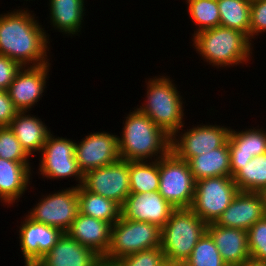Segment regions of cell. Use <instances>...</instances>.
<instances>
[{
  "label": "cell",
  "mask_w": 266,
  "mask_h": 266,
  "mask_svg": "<svg viewBox=\"0 0 266 266\" xmlns=\"http://www.w3.org/2000/svg\"><path fill=\"white\" fill-rule=\"evenodd\" d=\"M30 12L33 11L20 8L0 14V54L22 67L51 64L47 58L50 35Z\"/></svg>",
  "instance_id": "cell-1"
},
{
  "label": "cell",
  "mask_w": 266,
  "mask_h": 266,
  "mask_svg": "<svg viewBox=\"0 0 266 266\" xmlns=\"http://www.w3.org/2000/svg\"><path fill=\"white\" fill-rule=\"evenodd\" d=\"M125 118L122 135L118 136L120 159L156 161L171 151V137L147 115L135 108Z\"/></svg>",
  "instance_id": "cell-2"
},
{
  "label": "cell",
  "mask_w": 266,
  "mask_h": 266,
  "mask_svg": "<svg viewBox=\"0 0 266 266\" xmlns=\"http://www.w3.org/2000/svg\"><path fill=\"white\" fill-rule=\"evenodd\" d=\"M193 48L212 67L246 64L253 55L249 37L239 30L217 26L195 34Z\"/></svg>",
  "instance_id": "cell-3"
},
{
  "label": "cell",
  "mask_w": 266,
  "mask_h": 266,
  "mask_svg": "<svg viewBox=\"0 0 266 266\" xmlns=\"http://www.w3.org/2000/svg\"><path fill=\"white\" fill-rule=\"evenodd\" d=\"M170 76H154L146 80L145 103L137 109L147 115L171 138L184 127V99ZM184 116V117H183Z\"/></svg>",
  "instance_id": "cell-4"
},
{
  "label": "cell",
  "mask_w": 266,
  "mask_h": 266,
  "mask_svg": "<svg viewBox=\"0 0 266 266\" xmlns=\"http://www.w3.org/2000/svg\"><path fill=\"white\" fill-rule=\"evenodd\" d=\"M206 232L207 223L190 208L174 209L161 228L160 247L165 259L184 264Z\"/></svg>",
  "instance_id": "cell-5"
},
{
  "label": "cell",
  "mask_w": 266,
  "mask_h": 266,
  "mask_svg": "<svg viewBox=\"0 0 266 266\" xmlns=\"http://www.w3.org/2000/svg\"><path fill=\"white\" fill-rule=\"evenodd\" d=\"M160 245L161 228L158 225L120 217L111 226L110 245L104 258L119 260Z\"/></svg>",
  "instance_id": "cell-6"
},
{
  "label": "cell",
  "mask_w": 266,
  "mask_h": 266,
  "mask_svg": "<svg viewBox=\"0 0 266 266\" xmlns=\"http://www.w3.org/2000/svg\"><path fill=\"white\" fill-rule=\"evenodd\" d=\"M159 193L175 209L190 208L195 193V180L189 163L172 151L159 159Z\"/></svg>",
  "instance_id": "cell-7"
},
{
  "label": "cell",
  "mask_w": 266,
  "mask_h": 266,
  "mask_svg": "<svg viewBox=\"0 0 266 266\" xmlns=\"http://www.w3.org/2000/svg\"><path fill=\"white\" fill-rule=\"evenodd\" d=\"M239 189L231 176H218L195 182L190 209L205 223H213L225 211Z\"/></svg>",
  "instance_id": "cell-8"
},
{
  "label": "cell",
  "mask_w": 266,
  "mask_h": 266,
  "mask_svg": "<svg viewBox=\"0 0 266 266\" xmlns=\"http://www.w3.org/2000/svg\"><path fill=\"white\" fill-rule=\"evenodd\" d=\"M39 174L42 178L60 179L74 177L79 187L83 183V173L78 167L75 156V142L63 137H55L52 133L47 136L46 142L40 151Z\"/></svg>",
  "instance_id": "cell-9"
},
{
  "label": "cell",
  "mask_w": 266,
  "mask_h": 266,
  "mask_svg": "<svg viewBox=\"0 0 266 266\" xmlns=\"http://www.w3.org/2000/svg\"><path fill=\"white\" fill-rule=\"evenodd\" d=\"M79 213L77 187L72 186L55 193L42 195L30 208L27 216L33 221L59 228L66 233Z\"/></svg>",
  "instance_id": "cell-10"
},
{
  "label": "cell",
  "mask_w": 266,
  "mask_h": 266,
  "mask_svg": "<svg viewBox=\"0 0 266 266\" xmlns=\"http://www.w3.org/2000/svg\"><path fill=\"white\" fill-rule=\"evenodd\" d=\"M221 126L195 125L187 131L181 127L171 138V151L188 162L192 157L217 149L228 141L231 130V127Z\"/></svg>",
  "instance_id": "cell-11"
},
{
  "label": "cell",
  "mask_w": 266,
  "mask_h": 266,
  "mask_svg": "<svg viewBox=\"0 0 266 266\" xmlns=\"http://www.w3.org/2000/svg\"><path fill=\"white\" fill-rule=\"evenodd\" d=\"M82 186L95 194L123 205L130 192L129 161L119 159L83 175Z\"/></svg>",
  "instance_id": "cell-12"
},
{
  "label": "cell",
  "mask_w": 266,
  "mask_h": 266,
  "mask_svg": "<svg viewBox=\"0 0 266 266\" xmlns=\"http://www.w3.org/2000/svg\"><path fill=\"white\" fill-rule=\"evenodd\" d=\"M81 140L75 141V156L83 175L120 159L118 136L115 134L98 131L86 135Z\"/></svg>",
  "instance_id": "cell-13"
},
{
  "label": "cell",
  "mask_w": 266,
  "mask_h": 266,
  "mask_svg": "<svg viewBox=\"0 0 266 266\" xmlns=\"http://www.w3.org/2000/svg\"><path fill=\"white\" fill-rule=\"evenodd\" d=\"M51 64L24 66L6 90L19 112L29 111L43 97ZM46 87V88H45Z\"/></svg>",
  "instance_id": "cell-14"
},
{
  "label": "cell",
  "mask_w": 266,
  "mask_h": 266,
  "mask_svg": "<svg viewBox=\"0 0 266 266\" xmlns=\"http://www.w3.org/2000/svg\"><path fill=\"white\" fill-rule=\"evenodd\" d=\"M175 208L158 192L130 193L121 206V217L162 228Z\"/></svg>",
  "instance_id": "cell-15"
},
{
  "label": "cell",
  "mask_w": 266,
  "mask_h": 266,
  "mask_svg": "<svg viewBox=\"0 0 266 266\" xmlns=\"http://www.w3.org/2000/svg\"><path fill=\"white\" fill-rule=\"evenodd\" d=\"M19 229V246L24 262H38L57 243L63 232L56 227L33 221L24 216Z\"/></svg>",
  "instance_id": "cell-16"
},
{
  "label": "cell",
  "mask_w": 266,
  "mask_h": 266,
  "mask_svg": "<svg viewBox=\"0 0 266 266\" xmlns=\"http://www.w3.org/2000/svg\"><path fill=\"white\" fill-rule=\"evenodd\" d=\"M265 216L266 213L258 193L239 191L214 223L219 226L247 231Z\"/></svg>",
  "instance_id": "cell-17"
},
{
  "label": "cell",
  "mask_w": 266,
  "mask_h": 266,
  "mask_svg": "<svg viewBox=\"0 0 266 266\" xmlns=\"http://www.w3.org/2000/svg\"><path fill=\"white\" fill-rule=\"evenodd\" d=\"M228 147L230 151L231 177L253 157L266 153V131L264 129L247 128L236 131L231 128Z\"/></svg>",
  "instance_id": "cell-18"
},
{
  "label": "cell",
  "mask_w": 266,
  "mask_h": 266,
  "mask_svg": "<svg viewBox=\"0 0 266 266\" xmlns=\"http://www.w3.org/2000/svg\"><path fill=\"white\" fill-rule=\"evenodd\" d=\"M207 233L228 266H238L251 259L246 230L219 226L213 222L207 224Z\"/></svg>",
  "instance_id": "cell-19"
},
{
  "label": "cell",
  "mask_w": 266,
  "mask_h": 266,
  "mask_svg": "<svg viewBox=\"0 0 266 266\" xmlns=\"http://www.w3.org/2000/svg\"><path fill=\"white\" fill-rule=\"evenodd\" d=\"M101 258L91 248L81 245L67 233L39 261V266H94Z\"/></svg>",
  "instance_id": "cell-20"
},
{
  "label": "cell",
  "mask_w": 266,
  "mask_h": 266,
  "mask_svg": "<svg viewBox=\"0 0 266 266\" xmlns=\"http://www.w3.org/2000/svg\"><path fill=\"white\" fill-rule=\"evenodd\" d=\"M111 226L107 221L78 213L66 233L81 245L104 257L110 245Z\"/></svg>",
  "instance_id": "cell-21"
},
{
  "label": "cell",
  "mask_w": 266,
  "mask_h": 266,
  "mask_svg": "<svg viewBox=\"0 0 266 266\" xmlns=\"http://www.w3.org/2000/svg\"><path fill=\"white\" fill-rule=\"evenodd\" d=\"M31 164L0 158V202L8 207L17 203L31 185ZM31 175V176H30ZM29 184V185H28Z\"/></svg>",
  "instance_id": "cell-22"
},
{
  "label": "cell",
  "mask_w": 266,
  "mask_h": 266,
  "mask_svg": "<svg viewBox=\"0 0 266 266\" xmlns=\"http://www.w3.org/2000/svg\"><path fill=\"white\" fill-rule=\"evenodd\" d=\"M30 112H18L15 118L10 122L9 128L13 131L22 147L30 155L35 152L40 153L46 142L47 136L51 133L45 122Z\"/></svg>",
  "instance_id": "cell-23"
},
{
  "label": "cell",
  "mask_w": 266,
  "mask_h": 266,
  "mask_svg": "<svg viewBox=\"0 0 266 266\" xmlns=\"http://www.w3.org/2000/svg\"><path fill=\"white\" fill-rule=\"evenodd\" d=\"M51 26L69 36L77 35L86 15L85 0H49Z\"/></svg>",
  "instance_id": "cell-24"
},
{
  "label": "cell",
  "mask_w": 266,
  "mask_h": 266,
  "mask_svg": "<svg viewBox=\"0 0 266 266\" xmlns=\"http://www.w3.org/2000/svg\"><path fill=\"white\" fill-rule=\"evenodd\" d=\"M188 163L195 182L210 177L231 176L228 141L217 149L192 157Z\"/></svg>",
  "instance_id": "cell-25"
},
{
  "label": "cell",
  "mask_w": 266,
  "mask_h": 266,
  "mask_svg": "<svg viewBox=\"0 0 266 266\" xmlns=\"http://www.w3.org/2000/svg\"><path fill=\"white\" fill-rule=\"evenodd\" d=\"M79 213L113 225L121 217V206L115 201L77 187Z\"/></svg>",
  "instance_id": "cell-26"
},
{
  "label": "cell",
  "mask_w": 266,
  "mask_h": 266,
  "mask_svg": "<svg viewBox=\"0 0 266 266\" xmlns=\"http://www.w3.org/2000/svg\"><path fill=\"white\" fill-rule=\"evenodd\" d=\"M131 193L159 191V160L129 162Z\"/></svg>",
  "instance_id": "cell-27"
},
{
  "label": "cell",
  "mask_w": 266,
  "mask_h": 266,
  "mask_svg": "<svg viewBox=\"0 0 266 266\" xmlns=\"http://www.w3.org/2000/svg\"><path fill=\"white\" fill-rule=\"evenodd\" d=\"M220 26L239 30L249 37L251 0H217Z\"/></svg>",
  "instance_id": "cell-28"
},
{
  "label": "cell",
  "mask_w": 266,
  "mask_h": 266,
  "mask_svg": "<svg viewBox=\"0 0 266 266\" xmlns=\"http://www.w3.org/2000/svg\"><path fill=\"white\" fill-rule=\"evenodd\" d=\"M232 178L239 191L258 193L266 187V153L253 157Z\"/></svg>",
  "instance_id": "cell-29"
},
{
  "label": "cell",
  "mask_w": 266,
  "mask_h": 266,
  "mask_svg": "<svg viewBox=\"0 0 266 266\" xmlns=\"http://www.w3.org/2000/svg\"><path fill=\"white\" fill-rule=\"evenodd\" d=\"M189 18L196 26L195 34L220 26V13L217 0H186ZM198 25V26H197Z\"/></svg>",
  "instance_id": "cell-30"
},
{
  "label": "cell",
  "mask_w": 266,
  "mask_h": 266,
  "mask_svg": "<svg viewBox=\"0 0 266 266\" xmlns=\"http://www.w3.org/2000/svg\"><path fill=\"white\" fill-rule=\"evenodd\" d=\"M183 266H228L211 236L206 232L197 242Z\"/></svg>",
  "instance_id": "cell-31"
},
{
  "label": "cell",
  "mask_w": 266,
  "mask_h": 266,
  "mask_svg": "<svg viewBox=\"0 0 266 266\" xmlns=\"http://www.w3.org/2000/svg\"><path fill=\"white\" fill-rule=\"evenodd\" d=\"M30 157L9 126L0 127V158L31 164Z\"/></svg>",
  "instance_id": "cell-32"
},
{
  "label": "cell",
  "mask_w": 266,
  "mask_h": 266,
  "mask_svg": "<svg viewBox=\"0 0 266 266\" xmlns=\"http://www.w3.org/2000/svg\"><path fill=\"white\" fill-rule=\"evenodd\" d=\"M249 254L251 259L266 261V216L247 230Z\"/></svg>",
  "instance_id": "cell-33"
},
{
  "label": "cell",
  "mask_w": 266,
  "mask_h": 266,
  "mask_svg": "<svg viewBox=\"0 0 266 266\" xmlns=\"http://www.w3.org/2000/svg\"><path fill=\"white\" fill-rule=\"evenodd\" d=\"M165 259L161 247L142 250L117 260L121 266H158Z\"/></svg>",
  "instance_id": "cell-34"
},
{
  "label": "cell",
  "mask_w": 266,
  "mask_h": 266,
  "mask_svg": "<svg viewBox=\"0 0 266 266\" xmlns=\"http://www.w3.org/2000/svg\"><path fill=\"white\" fill-rule=\"evenodd\" d=\"M266 33V0H251L249 39Z\"/></svg>",
  "instance_id": "cell-35"
},
{
  "label": "cell",
  "mask_w": 266,
  "mask_h": 266,
  "mask_svg": "<svg viewBox=\"0 0 266 266\" xmlns=\"http://www.w3.org/2000/svg\"><path fill=\"white\" fill-rule=\"evenodd\" d=\"M22 66L11 58L0 54V89L6 91Z\"/></svg>",
  "instance_id": "cell-36"
},
{
  "label": "cell",
  "mask_w": 266,
  "mask_h": 266,
  "mask_svg": "<svg viewBox=\"0 0 266 266\" xmlns=\"http://www.w3.org/2000/svg\"><path fill=\"white\" fill-rule=\"evenodd\" d=\"M19 111L15 108L7 91H0V127L9 126Z\"/></svg>",
  "instance_id": "cell-37"
},
{
  "label": "cell",
  "mask_w": 266,
  "mask_h": 266,
  "mask_svg": "<svg viewBox=\"0 0 266 266\" xmlns=\"http://www.w3.org/2000/svg\"><path fill=\"white\" fill-rule=\"evenodd\" d=\"M94 266H121L117 260H110L101 257Z\"/></svg>",
  "instance_id": "cell-38"
},
{
  "label": "cell",
  "mask_w": 266,
  "mask_h": 266,
  "mask_svg": "<svg viewBox=\"0 0 266 266\" xmlns=\"http://www.w3.org/2000/svg\"><path fill=\"white\" fill-rule=\"evenodd\" d=\"M238 266H265L264 262L249 259Z\"/></svg>",
  "instance_id": "cell-39"
},
{
  "label": "cell",
  "mask_w": 266,
  "mask_h": 266,
  "mask_svg": "<svg viewBox=\"0 0 266 266\" xmlns=\"http://www.w3.org/2000/svg\"><path fill=\"white\" fill-rule=\"evenodd\" d=\"M158 266H183L182 263L164 259Z\"/></svg>",
  "instance_id": "cell-40"
},
{
  "label": "cell",
  "mask_w": 266,
  "mask_h": 266,
  "mask_svg": "<svg viewBox=\"0 0 266 266\" xmlns=\"http://www.w3.org/2000/svg\"><path fill=\"white\" fill-rule=\"evenodd\" d=\"M259 196L261 197L262 200V205L264 208V211L266 213V187L262 188L259 192H258Z\"/></svg>",
  "instance_id": "cell-41"
},
{
  "label": "cell",
  "mask_w": 266,
  "mask_h": 266,
  "mask_svg": "<svg viewBox=\"0 0 266 266\" xmlns=\"http://www.w3.org/2000/svg\"><path fill=\"white\" fill-rule=\"evenodd\" d=\"M25 266H39L38 262H24Z\"/></svg>",
  "instance_id": "cell-42"
}]
</instances>
